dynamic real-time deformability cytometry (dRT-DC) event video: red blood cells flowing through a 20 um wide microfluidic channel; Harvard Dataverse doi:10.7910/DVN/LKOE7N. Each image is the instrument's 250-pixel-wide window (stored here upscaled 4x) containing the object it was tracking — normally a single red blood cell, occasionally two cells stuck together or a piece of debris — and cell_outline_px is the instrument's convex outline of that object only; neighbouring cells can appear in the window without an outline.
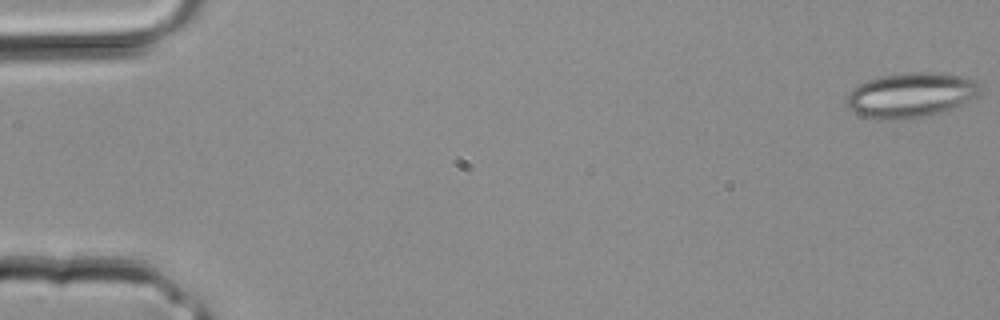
{"species": "common noctule bat (a hibernating species)", "species_latin": "Nyctalus noctula", "temperature_condition": "room temperature", "stored_images_in_passage": 3, "camera_frame_rate_fps": 3000, "um_per_image_px": 0.085, "animal": {"sex": "male", "body_mass_g": 20.4}, "frame": {"image": 1, "passage_image": 1, "time_ms": 0.0, "image_size_px": [1000, 320], "cell_outline_px": [[984, 84], [980, 96], [952, 108], [940, 112], [924, 116], [904, 120], [876, 120], [864, 116], [856, 112], [848, 104], [848, 92], [852, 88], [868, 80], [880, 76], [908, 72], [932, 72], [960, 76], [976, 80]], "centroid_in_image_um": [77.49, 8.08], "position_along_channel_um": 7.5, "area_um2": 35.08}}